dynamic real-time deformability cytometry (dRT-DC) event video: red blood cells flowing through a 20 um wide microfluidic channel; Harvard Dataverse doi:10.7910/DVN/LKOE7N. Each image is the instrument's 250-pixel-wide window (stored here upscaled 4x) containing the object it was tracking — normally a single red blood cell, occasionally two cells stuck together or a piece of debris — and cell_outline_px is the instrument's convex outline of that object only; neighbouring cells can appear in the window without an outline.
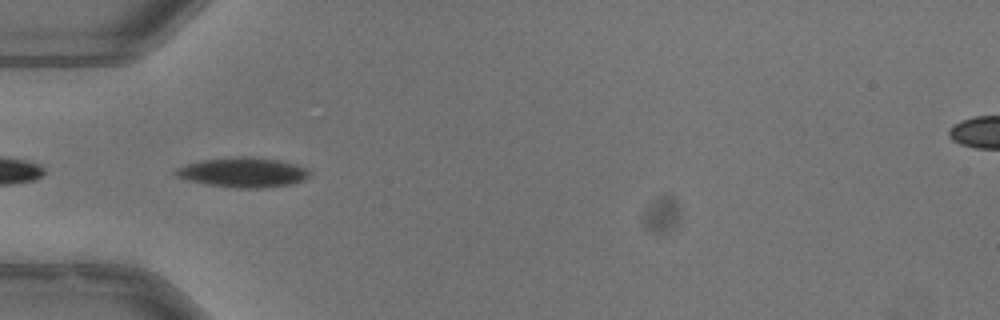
{"species": "common noctule bat (a hibernating species)", "species_latin": "Nyctalus noctula", "temperature_condition": "warm", "stored_images_in_passage": 36, "camera_frame_rate_fps": 3000, "um_per_image_px": 0.085, "animal": {"sex": "male", "body_mass_g": 13.3}, "frame": {"image": 1, "passage_image": 1, "time_ms": 0.0, "image_size_px": [1000, 320], "cell_outline_px": [[312, 172], [304, 180], [292, 184], [264, 188], [236, 188], [208, 184], [188, 180], [176, 176], [172, 172], [176, 168], [184, 164], [200, 160], [236, 156], [248, 156], [280, 160], [304, 168]], "centroid_in_image_um": [20.62, 14.65], "position_along_channel_um": 64.4, "area_um2": 23.35}, "authors_computed_cell_mechanics": {"area_um2": 23.4379, "velocity_mm_per_s": 3.9619, "shape_relaxation_time_tau1_ms": 2.7383, "shape_relaxation_time_tau2_ms": null, "deformation_change_tau1": 0.0898, "deformation_change_tau2": null}}